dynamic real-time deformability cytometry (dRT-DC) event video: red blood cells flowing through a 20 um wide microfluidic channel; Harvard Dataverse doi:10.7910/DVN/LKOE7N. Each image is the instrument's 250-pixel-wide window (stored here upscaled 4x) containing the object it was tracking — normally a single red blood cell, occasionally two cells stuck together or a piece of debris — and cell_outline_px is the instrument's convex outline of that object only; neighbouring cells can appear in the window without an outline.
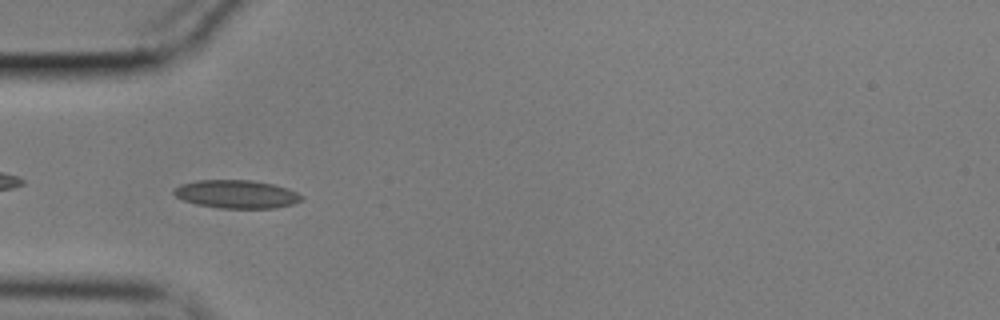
{"species": "common noctule bat (a hibernating species)", "species_latin": "Nyctalus noctula", "temperature_condition": "cold", "stored_images_in_passage": 41, "camera_frame_rate_fps": 3000, "um_per_image_px": 0.085, "animal": {"sex": "male", "body_mass_g": 17.9}, "frame": {"image": 1, "passage_image": 2, "time_ms": 0.333, "image_size_px": [1000, 320], "cell_outline_px": [[304, 200], [292, 204], [276, 208], [220, 208], [196, 204], [184, 200], [176, 196], [172, 192], [172, 188], [180, 184], [196, 180], [252, 180], [272, 184], [288, 188], [304, 196]], "centroid_in_image_um": [20.1, 16.5], "position_along_channel_um": 64.9, "area_um2": 21.15}}
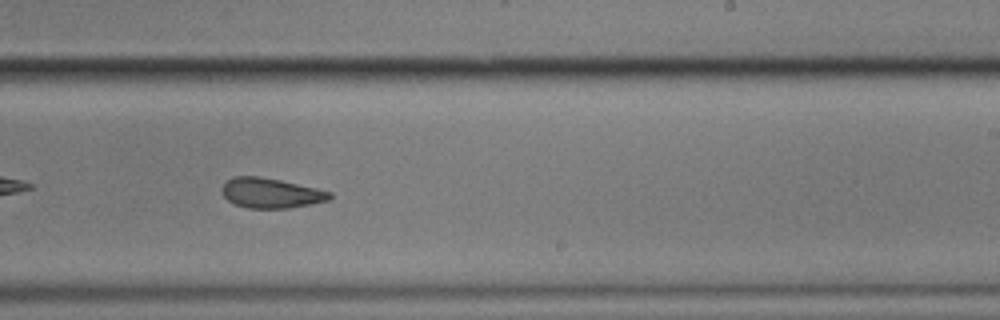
{"frame": {"image": 2, "passage_image": 19, "time_ms": 6.0, "image_size_px": [1000, 320], "cell_outline_px": [[332, 196], [328, 200], [288, 208], [248, 208], [236, 204], [228, 200], [220, 192], [220, 188], [232, 176], [260, 176], [280, 180], [316, 188], [332, 192]], "centroid_in_image_um": [22.98, 16.4], "position_along_channel_um": 266.0, "area_um2": 18.73}}
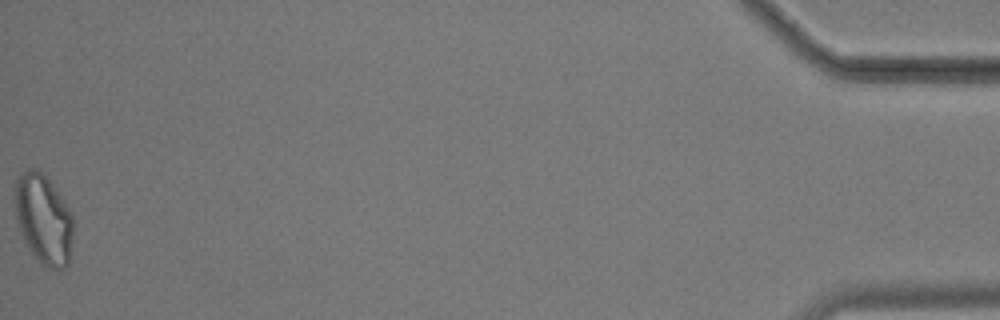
{"frame": {"image": 3, "passage_image": 41, "time_ms": 13.333, "image_size_px": [1000, 320], "cell_outline_px": [[72, 240], [68, 264], [64, 268], [48, 268], [28, 248], [20, 232], [16, 216], [16, 180], [20, 172], [28, 168], [36, 168], [52, 184], [68, 208], [72, 216]], "centroid_in_image_um": [3.69, 18.61], "position_along_channel_um": 431.5, "area_um2": 29.82}, "authors_computed_cell_mechanics": {"area_um2": 20.23, "velocity_mm_per_s": 3.5631, "shape_relaxation_time_tau1_ms": null, "shape_relaxation_time_tau2_ms": 3.9018, "deformation_change_tau1": null, "deformation_change_tau2": 0.1026}}